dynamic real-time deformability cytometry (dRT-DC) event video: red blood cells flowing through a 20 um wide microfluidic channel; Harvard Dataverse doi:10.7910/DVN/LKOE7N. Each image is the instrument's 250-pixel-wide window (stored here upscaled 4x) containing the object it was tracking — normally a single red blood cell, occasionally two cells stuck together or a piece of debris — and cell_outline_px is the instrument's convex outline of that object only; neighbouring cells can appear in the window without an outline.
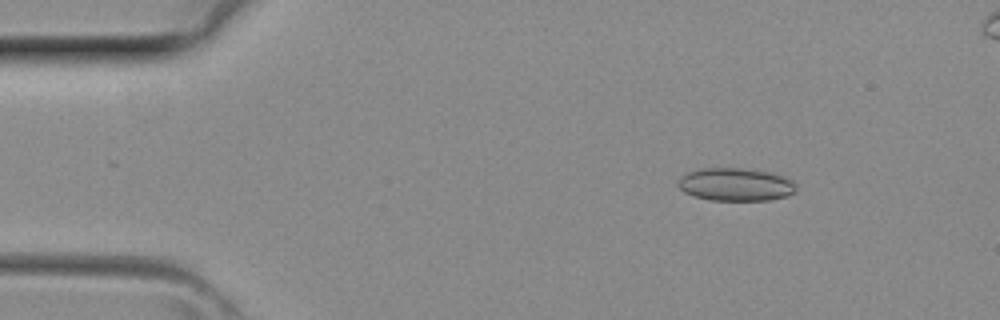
{"species": "common noctule bat (a hibernating species)", "species_latin": "Nyctalus noctula", "temperature_condition": "room temperature", "stored_images_in_passage": 40, "camera_frame_rate_fps": 3000, "um_per_image_px": 0.085, "animal": {"sex": "female", "body_mass_g": 29.2, "forearm_length_mm": 56.3}, "frame": {"image": 1, "passage_image": 5, "time_ms": 1.333, "image_size_px": [1000, 320], "cell_outline_px": [[796, 192], [788, 196], [768, 200], [712, 200], [696, 196], [684, 192], [676, 184], [676, 180], [684, 172], [700, 168], [740, 168], [768, 172], [784, 176], [792, 180], [796, 184]], "centroid_in_image_um": [62.5, 15.67], "position_along_channel_um": 22.5, "area_um2": 22.89}}
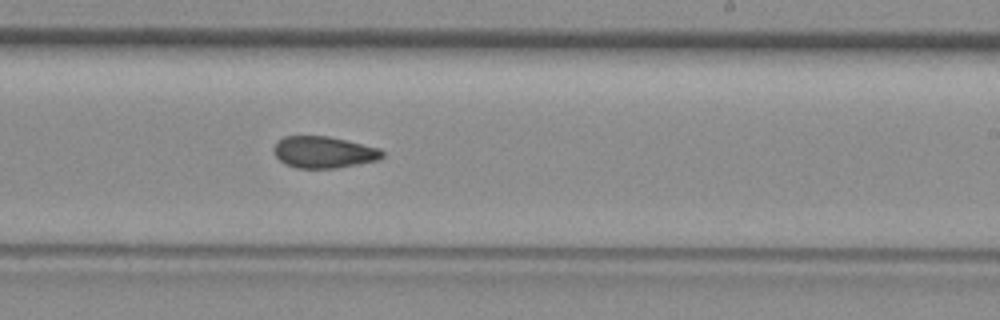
{"frame": {"image": 2, "passage_image": 23, "time_ms": 7.333, "image_size_px": [1000, 320], "cell_outline_px": [[384, 156], [376, 160], [336, 168], [296, 168], [280, 160], [276, 156], [272, 148], [284, 136], [328, 136], [380, 148], [384, 152]], "centroid_in_image_um": [27.52, 12.93], "position_along_channel_um": 261.5, "area_um2": 19.77}}
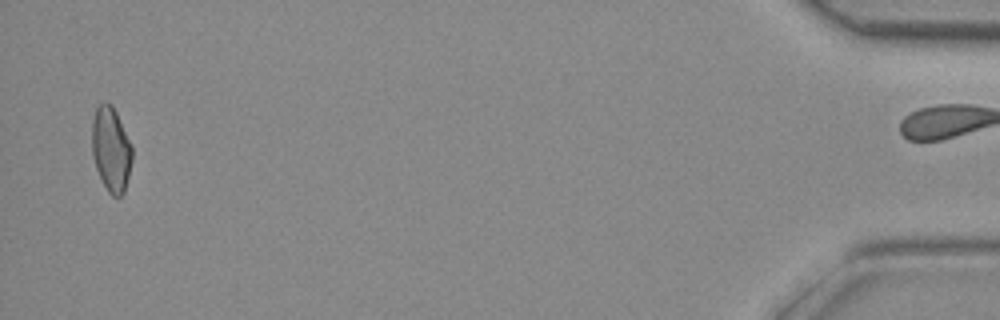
{"frame": {"image": 3, "passage_image": 38, "time_ms": 12.333, "image_size_px": [1000, 320], "cell_outline_px": [[132, 160], [124, 192], [120, 196], [112, 196], [108, 192], [96, 168], [92, 156], [92, 120], [96, 108], [104, 100], [112, 104], [132, 144]], "centroid_in_image_um": [9.43, 12.65], "position_along_channel_um": 425.8, "area_um2": 19.88}}